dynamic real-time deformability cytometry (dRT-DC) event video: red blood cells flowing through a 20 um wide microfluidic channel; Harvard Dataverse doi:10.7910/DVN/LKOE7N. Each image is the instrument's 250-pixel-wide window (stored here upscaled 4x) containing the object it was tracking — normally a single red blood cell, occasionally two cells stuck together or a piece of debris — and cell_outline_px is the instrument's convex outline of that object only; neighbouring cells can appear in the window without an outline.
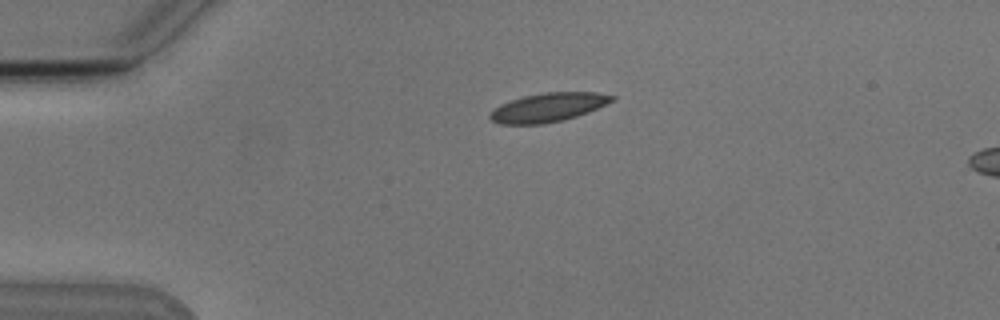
{"species": "Egyptian fruit bat (a non-hibernating species)", "species_latin": "Rousettus aegyptiacus", "temperature_condition": "cold", "stored_images_in_passage": 2, "camera_frame_rate_fps": 3000, "um_per_image_px": 0.085, "animal": {"sex": "male"}, "frame": {"image": 1, "passage_image": 1, "time_ms": 0.0, "image_size_px": [1000, 320], "cell_outline_px": [[616, 100], [588, 112], [564, 120], [544, 124], [500, 124], [492, 120], [488, 116], [500, 104], [524, 96], [544, 92], [596, 92], [616, 96]], "centroid_in_image_um": [46.64, 9.12], "position_along_channel_um": 38.4, "area_um2": 20.46}}